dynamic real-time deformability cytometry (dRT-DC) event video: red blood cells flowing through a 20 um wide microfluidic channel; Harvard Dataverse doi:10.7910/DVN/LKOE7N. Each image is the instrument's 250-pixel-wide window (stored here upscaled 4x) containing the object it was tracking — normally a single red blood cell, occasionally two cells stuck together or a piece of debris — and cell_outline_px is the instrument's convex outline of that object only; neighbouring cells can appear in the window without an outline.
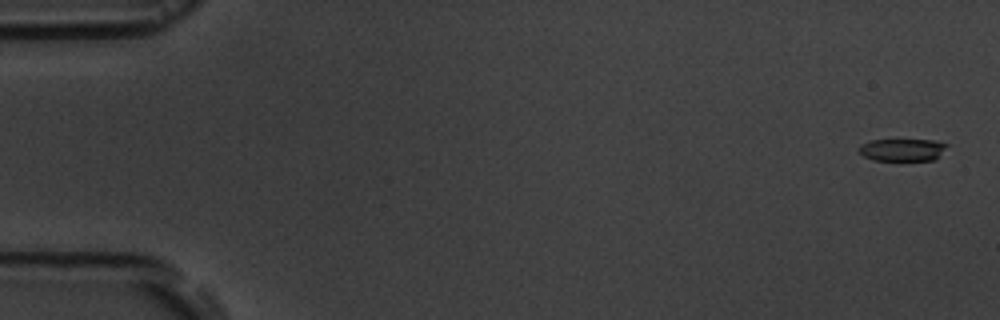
{"species": "common noctule bat (a hibernating species)", "species_latin": "Nyctalus noctula", "temperature_condition": "room temperature", "stored_images_in_passage": 5, "camera_frame_rate_fps": 3000, "um_per_image_px": 0.085, "animal": {"sex": "male", "body_mass_g": 19.5, "forearm_length_mm": 54.6}, "frame": {"image": 1, "passage_image": 1, "time_ms": 0.0, "image_size_px": [1000, 320], "cell_outline_px": [[948, 144], [936, 160], [872, 160], [864, 156], [860, 152], [860, 144], [872, 140], [936, 140]], "centroid_in_image_um": [76.72, 12.73], "position_along_channel_um": 8.3, "area_um2": 11.39}}
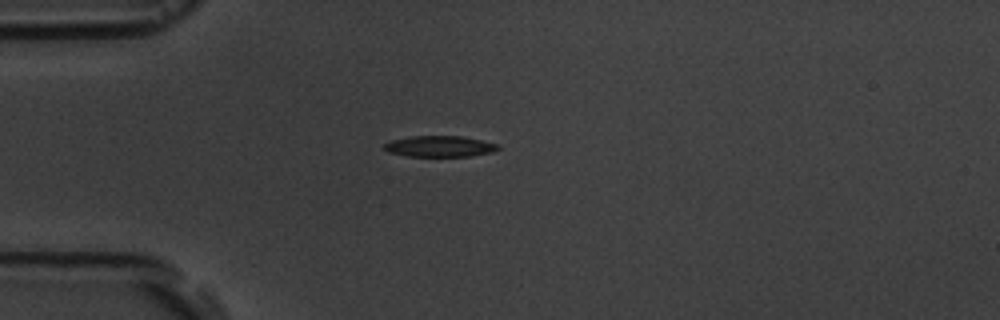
{"frame": {"image": 2, "passage_image": 5, "time_ms": 4.667, "image_size_px": [1000, 320], "cell_outline_px": [[500, 148], [492, 152], [468, 156], [408, 156], [388, 152], [384, 148], [384, 144], [392, 140], [412, 136], [460, 136], [500, 144]], "centroid_in_image_um": [37.38, 12.44], "position_along_channel_um": 47.6, "area_um2": 13.81}}